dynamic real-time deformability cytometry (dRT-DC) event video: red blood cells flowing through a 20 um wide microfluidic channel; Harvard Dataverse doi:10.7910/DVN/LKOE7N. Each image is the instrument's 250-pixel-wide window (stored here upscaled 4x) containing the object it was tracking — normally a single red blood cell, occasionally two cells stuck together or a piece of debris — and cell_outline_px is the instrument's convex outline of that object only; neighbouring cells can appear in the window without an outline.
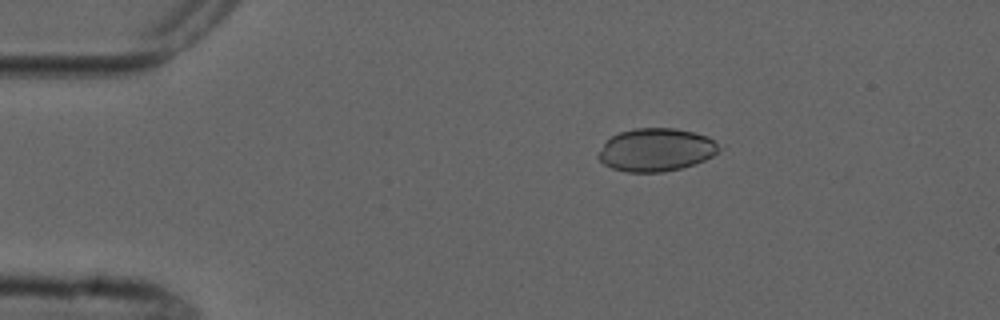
{"species": "common noctule bat (a hibernating species)", "species_latin": "Nyctalus noctula", "temperature_condition": "cold", "stored_images_in_passage": 3, "camera_frame_rate_fps": 3000, "um_per_image_px": 0.085, "animal": {"sex": "male", "forearm_length_mm": 52.5}, "frame": {"image": 1, "passage_image": 2, "time_ms": 1.0, "image_size_px": [1000, 320], "cell_outline_px": [[728, 148], [704, 160], [680, 168], [664, 172], [624, 172], [612, 168], [604, 164], [596, 156], [596, 152], [612, 136], [620, 132], [636, 128], [672, 128], [692, 132], [708, 136]], "centroid_in_image_um": [55.81, 12.74], "position_along_channel_um": 29.2, "area_um2": 30.58}}